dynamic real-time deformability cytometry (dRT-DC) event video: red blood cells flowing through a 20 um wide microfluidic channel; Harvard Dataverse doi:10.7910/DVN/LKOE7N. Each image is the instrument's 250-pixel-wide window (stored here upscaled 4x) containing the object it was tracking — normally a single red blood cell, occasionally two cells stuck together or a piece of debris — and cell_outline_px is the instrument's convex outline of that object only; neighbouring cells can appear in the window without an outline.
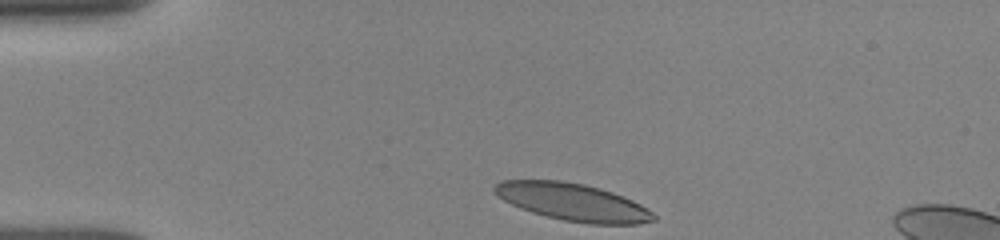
{"species": "human", "species_latin": "Homo sapiens", "temperature_condition": "room temperature", "stored_images_in_passage": 8, "camera_frame_rate_fps": 3000, "um_per_image_px": 0.085, "donor": {"sex": "female"}, "frame": {"image": 1, "passage_image": 1, "time_ms": 0.0, "image_size_px": [1000, 240], "cell_outline_px": [[656, 220], [640, 224], [588, 224], [564, 220], [532, 212], [520, 208], [496, 196], [492, 188], [500, 180], [560, 180], [584, 184], [600, 188], [612, 192], [632, 200], [640, 204], [652, 212], [656, 216]], "centroid_in_image_um": [48.68, 17.17], "position_along_channel_um": 36.3, "area_um2": 34.62}}